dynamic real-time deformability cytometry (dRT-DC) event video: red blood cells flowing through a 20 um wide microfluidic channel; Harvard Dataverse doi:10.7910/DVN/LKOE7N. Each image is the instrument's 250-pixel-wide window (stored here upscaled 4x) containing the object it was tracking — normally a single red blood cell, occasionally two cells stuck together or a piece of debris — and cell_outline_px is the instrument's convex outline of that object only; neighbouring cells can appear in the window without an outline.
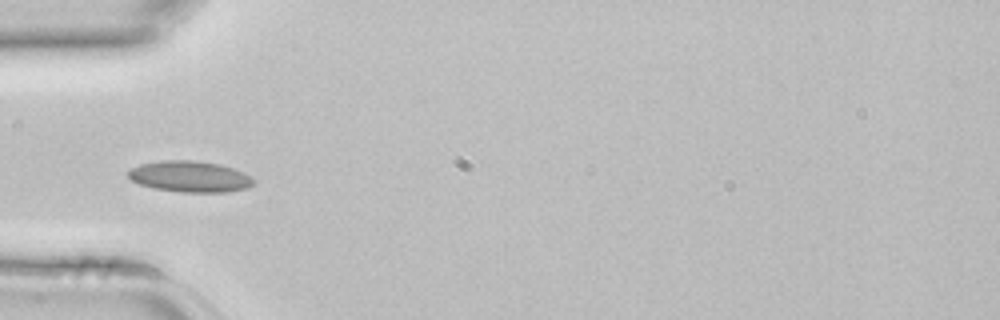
{"species": "common noctule bat (a hibernating species)", "species_latin": "Nyctalus noctula", "temperature_condition": "room temperature", "stored_images_in_passage": 4, "camera_frame_rate_fps": 3000, "um_per_image_px": 0.085, "animal": {"sex": "female", "body_mass_g": 22.7, "forearm_length_mm": 54.2}, "frame": {"image": 1, "passage_image": 4, "time_ms": 1.0, "image_size_px": [1000, 320], "cell_outline_px": [[256, 180], [248, 188], [228, 192], [180, 192], [156, 188], [140, 184], [132, 180], [128, 176], [128, 168], [140, 164], [160, 160], [192, 160], [220, 164], [244, 172]], "centroid_in_image_um": [16.14, 15.0], "position_along_channel_um": 68.9, "area_um2": 22.83}}